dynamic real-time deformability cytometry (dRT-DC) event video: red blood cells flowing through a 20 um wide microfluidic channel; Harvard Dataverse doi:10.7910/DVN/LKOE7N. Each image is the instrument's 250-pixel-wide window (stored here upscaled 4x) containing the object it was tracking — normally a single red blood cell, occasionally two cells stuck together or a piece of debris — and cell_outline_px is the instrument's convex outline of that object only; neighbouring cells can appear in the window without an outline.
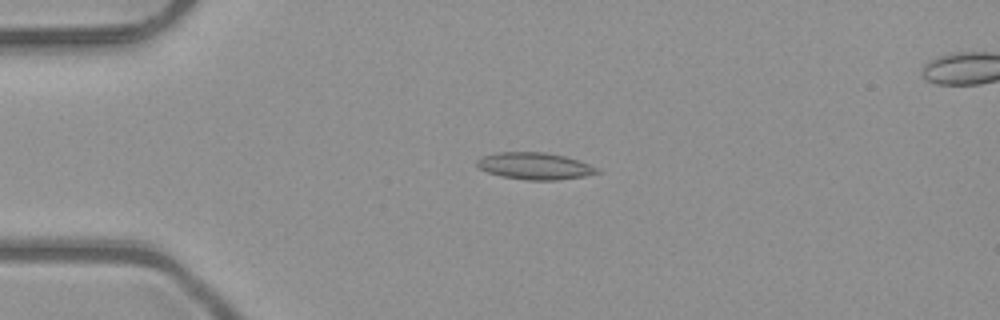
{"species": "common noctule bat (a hibernating species)", "species_latin": "Nyctalus noctula", "temperature_condition": "room temperature", "stored_images_in_passage": 8, "camera_frame_rate_fps": 3000, "um_per_image_px": 0.085, "animal": {"sex": "male", "body_mass_g": 23.1, "forearm_length_mm": 52.7}, "frame": {"image": 1, "passage_image": 4, "time_ms": 1.0, "image_size_px": [1000, 320], "cell_outline_px": [[600, 172], [584, 176], [556, 180], [528, 180], [500, 176], [488, 172], [480, 168], [476, 164], [476, 160], [484, 156], [496, 152], [544, 152], [564, 156], [580, 160], [596, 168]], "centroid_in_image_um": [45.43, 14.11], "position_along_channel_um": 39.6, "area_um2": 18.67}}
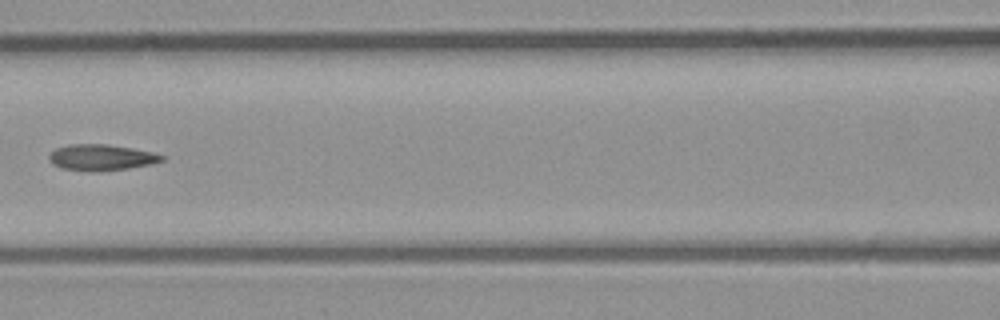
{"frame": {"image": 2, "passage_image": 7, "time_ms": 2.0, "image_size_px": [1000, 320], "cell_outline_px": [[164, 160], [152, 164], [128, 168], [60, 168], [52, 164], [48, 160], [48, 156], [56, 148], [68, 144], [104, 144], [152, 152], [164, 156]], "centroid_in_image_um": [8.59, 13.33], "position_along_channel_um": 158.0, "area_um2": 16.07}}
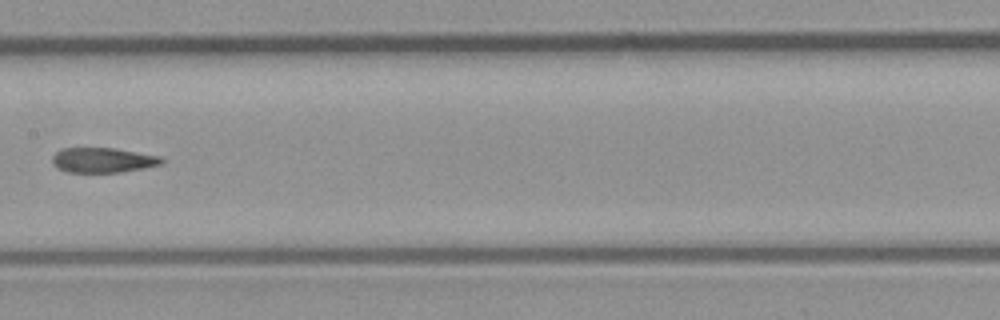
{"frame": {"image": 3, "passage_image": 8, "time_ms": 2.333, "image_size_px": [1000, 320], "cell_outline_px": [[164, 160], [160, 164], [144, 168], [120, 172], [68, 172], [56, 168], [52, 164], [52, 156], [60, 148], [112, 148], [160, 156]], "centroid_in_image_um": [8.69, 13.61], "position_along_channel_um": 198.7, "area_um2": 15.84}}